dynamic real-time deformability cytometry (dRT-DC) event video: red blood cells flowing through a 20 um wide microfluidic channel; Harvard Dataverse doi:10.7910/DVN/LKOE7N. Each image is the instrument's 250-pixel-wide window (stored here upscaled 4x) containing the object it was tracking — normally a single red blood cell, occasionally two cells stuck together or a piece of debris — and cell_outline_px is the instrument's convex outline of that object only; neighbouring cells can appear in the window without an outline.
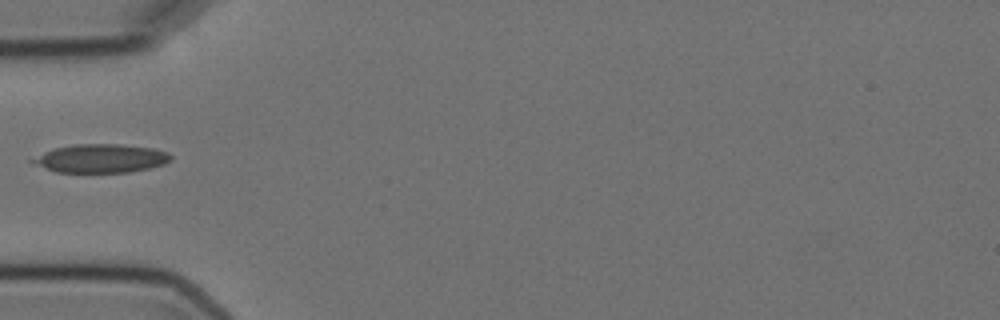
{"species": "Egyptian fruit bat (a non-hibernating species)", "species_latin": "Rousettus aegyptiacus", "temperature_condition": "cold", "stored_images_in_passage": 6, "camera_frame_rate_fps": 3000, "um_per_image_px": 0.085, "animal": {"sex": "female"}, "frame": {"image": 1, "passage_image": 5, "time_ms": 4.667, "image_size_px": [1000, 320], "cell_outline_px": [[172, 160], [164, 164], [148, 168], [128, 172], [56, 172], [28, 160], [52, 148], [72, 144], [120, 144], [152, 148], [168, 152], [172, 156]], "centroid_in_image_um": [8.59, 13.45], "position_along_channel_um": 76.4, "area_um2": 22.89}}
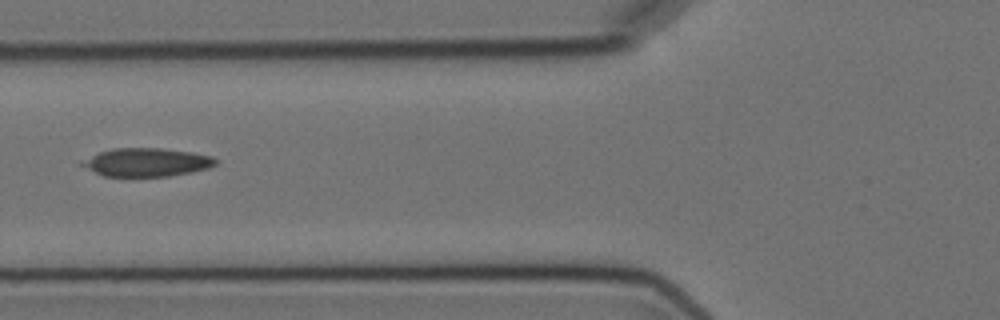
{"frame": {"image": 2, "passage_image": 6, "time_ms": 5.667, "image_size_px": [1000, 320], "cell_outline_px": [[216, 164], [208, 168], [192, 172], [168, 176], [104, 176], [76, 164], [80, 160], [100, 152], [112, 148], [160, 148], [192, 152], [212, 156], [216, 160]], "centroid_in_image_um": [12.41, 13.79], "position_along_channel_um": 113.4, "area_um2": 22.14}}